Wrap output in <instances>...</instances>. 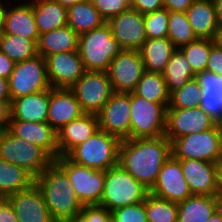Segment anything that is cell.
<instances>
[{
	"instance_id": "obj_53",
	"label": "cell",
	"mask_w": 222,
	"mask_h": 222,
	"mask_svg": "<svg viewBox=\"0 0 222 222\" xmlns=\"http://www.w3.org/2000/svg\"><path fill=\"white\" fill-rule=\"evenodd\" d=\"M206 222H222V205L214 212V214Z\"/></svg>"
},
{
	"instance_id": "obj_48",
	"label": "cell",
	"mask_w": 222,
	"mask_h": 222,
	"mask_svg": "<svg viewBox=\"0 0 222 222\" xmlns=\"http://www.w3.org/2000/svg\"><path fill=\"white\" fill-rule=\"evenodd\" d=\"M195 0H163L164 8L168 11L186 12Z\"/></svg>"
},
{
	"instance_id": "obj_49",
	"label": "cell",
	"mask_w": 222,
	"mask_h": 222,
	"mask_svg": "<svg viewBox=\"0 0 222 222\" xmlns=\"http://www.w3.org/2000/svg\"><path fill=\"white\" fill-rule=\"evenodd\" d=\"M15 62L0 51V77L8 79L14 70Z\"/></svg>"
},
{
	"instance_id": "obj_12",
	"label": "cell",
	"mask_w": 222,
	"mask_h": 222,
	"mask_svg": "<svg viewBox=\"0 0 222 222\" xmlns=\"http://www.w3.org/2000/svg\"><path fill=\"white\" fill-rule=\"evenodd\" d=\"M0 29L5 34L31 39L37 44L40 34L35 23L32 3L29 0L2 1Z\"/></svg>"
},
{
	"instance_id": "obj_28",
	"label": "cell",
	"mask_w": 222,
	"mask_h": 222,
	"mask_svg": "<svg viewBox=\"0 0 222 222\" xmlns=\"http://www.w3.org/2000/svg\"><path fill=\"white\" fill-rule=\"evenodd\" d=\"M33 5L35 23L39 34L64 27L67 22V8L54 0H29Z\"/></svg>"
},
{
	"instance_id": "obj_19",
	"label": "cell",
	"mask_w": 222,
	"mask_h": 222,
	"mask_svg": "<svg viewBox=\"0 0 222 222\" xmlns=\"http://www.w3.org/2000/svg\"><path fill=\"white\" fill-rule=\"evenodd\" d=\"M7 200L19 222H55L35 182L29 188L8 196Z\"/></svg>"
},
{
	"instance_id": "obj_18",
	"label": "cell",
	"mask_w": 222,
	"mask_h": 222,
	"mask_svg": "<svg viewBox=\"0 0 222 222\" xmlns=\"http://www.w3.org/2000/svg\"><path fill=\"white\" fill-rule=\"evenodd\" d=\"M45 60L52 88H70L86 71L78 50L50 55Z\"/></svg>"
},
{
	"instance_id": "obj_23",
	"label": "cell",
	"mask_w": 222,
	"mask_h": 222,
	"mask_svg": "<svg viewBox=\"0 0 222 222\" xmlns=\"http://www.w3.org/2000/svg\"><path fill=\"white\" fill-rule=\"evenodd\" d=\"M99 129L97 115L82 114L57 131L59 156H66L74 147L85 142Z\"/></svg>"
},
{
	"instance_id": "obj_24",
	"label": "cell",
	"mask_w": 222,
	"mask_h": 222,
	"mask_svg": "<svg viewBox=\"0 0 222 222\" xmlns=\"http://www.w3.org/2000/svg\"><path fill=\"white\" fill-rule=\"evenodd\" d=\"M50 89L11 101V120L47 122Z\"/></svg>"
},
{
	"instance_id": "obj_50",
	"label": "cell",
	"mask_w": 222,
	"mask_h": 222,
	"mask_svg": "<svg viewBox=\"0 0 222 222\" xmlns=\"http://www.w3.org/2000/svg\"><path fill=\"white\" fill-rule=\"evenodd\" d=\"M216 196L222 203V159L217 162L216 166Z\"/></svg>"
},
{
	"instance_id": "obj_20",
	"label": "cell",
	"mask_w": 222,
	"mask_h": 222,
	"mask_svg": "<svg viewBox=\"0 0 222 222\" xmlns=\"http://www.w3.org/2000/svg\"><path fill=\"white\" fill-rule=\"evenodd\" d=\"M8 131L43 148L54 160L59 157L57 131L48 122L10 120Z\"/></svg>"
},
{
	"instance_id": "obj_30",
	"label": "cell",
	"mask_w": 222,
	"mask_h": 222,
	"mask_svg": "<svg viewBox=\"0 0 222 222\" xmlns=\"http://www.w3.org/2000/svg\"><path fill=\"white\" fill-rule=\"evenodd\" d=\"M195 78L202 90L200 107L215 120L222 111V76L204 70Z\"/></svg>"
},
{
	"instance_id": "obj_33",
	"label": "cell",
	"mask_w": 222,
	"mask_h": 222,
	"mask_svg": "<svg viewBox=\"0 0 222 222\" xmlns=\"http://www.w3.org/2000/svg\"><path fill=\"white\" fill-rule=\"evenodd\" d=\"M162 74L169 93L181 88L187 81L196 76L187 58L179 48L174 50Z\"/></svg>"
},
{
	"instance_id": "obj_45",
	"label": "cell",
	"mask_w": 222,
	"mask_h": 222,
	"mask_svg": "<svg viewBox=\"0 0 222 222\" xmlns=\"http://www.w3.org/2000/svg\"><path fill=\"white\" fill-rule=\"evenodd\" d=\"M206 70L222 76V49L216 42L212 45Z\"/></svg>"
},
{
	"instance_id": "obj_11",
	"label": "cell",
	"mask_w": 222,
	"mask_h": 222,
	"mask_svg": "<svg viewBox=\"0 0 222 222\" xmlns=\"http://www.w3.org/2000/svg\"><path fill=\"white\" fill-rule=\"evenodd\" d=\"M79 101L83 113L97 115L113 93L109 75L105 71H85L69 88Z\"/></svg>"
},
{
	"instance_id": "obj_54",
	"label": "cell",
	"mask_w": 222,
	"mask_h": 222,
	"mask_svg": "<svg viewBox=\"0 0 222 222\" xmlns=\"http://www.w3.org/2000/svg\"><path fill=\"white\" fill-rule=\"evenodd\" d=\"M58 3H60L62 6L68 8L76 3H79V2H83V1H86V0H54Z\"/></svg>"
},
{
	"instance_id": "obj_27",
	"label": "cell",
	"mask_w": 222,
	"mask_h": 222,
	"mask_svg": "<svg viewBox=\"0 0 222 222\" xmlns=\"http://www.w3.org/2000/svg\"><path fill=\"white\" fill-rule=\"evenodd\" d=\"M221 205L217 196L192 195L177 203V222H206Z\"/></svg>"
},
{
	"instance_id": "obj_38",
	"label": "cell",
	"mask_w": 222,
	"mask_h": 222,
	"mask_svg": "<svg viewBox=\"0 0 222 222\" xmlns=\"http://www.w3.org/2000/svg\"><path fill=\"white\" fill-rule=\"evenodd\" d=\"M215 39H201L179 47L195 74L206 70Z\"/></svg>"
},
{
	"instance_id": "obj_55",
	"label": "cell",
	"mask_w": 222,
	"mask_h": 222,
	"mask_svg": "<svg viewBox=\"0 0 222 222\" xmlns=\"http://www.w3.org/2000/svg\"><path fill=\"white\" fill-rule=\"evenodd\" d=\"M215 127L222 138V111L219 116L215 119Z\"/></svg>"
},
{
	"instance_id": "obj_37",
	"label": "cell",
	"mask_w": 222,
	"mask_h": 222,
	"mask_svg": "<svg viewBox=\"0 0 222 222\" xmlns=\"http://www.w3.org/2000/svg\"><path fill=\"white\" fill-rule=\"evenodd\" d=\"M167 38L176 48L197 40L185 12L169 11Z\"/></svg>"
},
{
	"instance_id": "obj_26",
	"label": "cell",
	"mask_w": 222,
	"mask_h": 222,
	"mask_svg": "<svg viewBox=\"0 0 222 222\" xmlns=\"http://www.w3.org/2000/svg\"><path fill=\"white\" fill-rule=\"evenodd\" d=\"M79 35L67 24L64 27L43 33L37 43V54L47 56L78 50Z\"/></svg>"
},
{
	"instance_id": "obj_9",
	"label": "cell",
	"mask_w": 222,
	"mask_h": 222,
	"mask_svg": "<svg viewBox=\"0 0 222 222\" xmlns=\"http://www.w3.org/2000/svg\"><path fill=\"white\" fill-rule=\"evenodd\" d=\"M177 159H195L217 163L222 159V138L216 127L176 138L171 143Z\"/></svg>"
},
{
	"instance_id": "obj_15",
	"label": "cell",
	"mask_w": 222,
	"mask_h": 222,
	"mask_svg": "<svg viewBox=\"0 0 222 222\" xmlns=\"http://www.w3.org/2000/svg\"><path fill=\"white\" fill-rule=\"evenodd\" d=\"M215 127V120L200 106L188 109H167L165 137L176 138L203 132Z\"/></svg>"
},
{
	"instance_id": "obj_16",
	"label": "cell",
	"mask_w": 222,
	"mask_h": 222,
	"mask_svg": "<svg viewBox=\"0 0 222 222\" xmlns=\"http://www.w3.org/2000/svg\"><path fill=\"white\" fill-rule=\"evenodd\" d=\"M149 192L157 197L176 203L184 201L193 195L183 175L179 159L171 154L161 167L158 179Z\"/></svg>"
},
{
	"instance_id": "obj_31",
	"label": "cell",
	"mask_w": 222,
	"mask_h": 222,
	"mask_svg": "<svg viewBox=\"0 0 222 222\" xmlns=\"http://www.w3.org/2000/svg\"><path fill=\"white\" fill-rule=\"evenodd\" d=\"M67 22L78 35L101 27L106 23L90 0L68 7Z\"/></svg>"
},
{
	"instance_id": "obj_47",
	"label": "cell",
	"mask_w": 222,
	"mask_h": 222,
	"mask_svg": "<svg viewBox=\"0 0 222 222\" xmlns=\"http://www.w3.org/2000/svg\"><path fill=\"white\" fill-rule=\"evenodd\" d=\"M11 120V100H0V133L8 130Z\"/></svg>"
},
{
	"instance_id": "obj_10",
	"label": "cell",
	"mask_w": 222,
	"mask_h": 222,
	"mask_svg": "<svg viewBox=\"0 0 222 222\" xmlns=\"http://www.w3.org/2000/svg\"><path fill=\"white\" fill-rule=\"evenodd\" d=\"M11 101L50 89L46 60L41 55L17 62L8 78Z\"/></svg>"
},
{
	"instance_id": "obj_32",
	"label": "cell",
	"mask_w": 222,
	"mask_h": 222,
	"mask_svg": "<svg viewBox=\"0 0 222 222\" xmlns=\"http://www.w3.org/2000/svg\"><path fill=\"white\" fill-rule=\"evenodd\" d=\"M35 178L25 169L0 158V198L29 188Z\"/></svg>"
},
{
	"instance_id": "obj_56",
	"label": "cell",
	"mask_w": 222,
	"mask_h": 222,
	"mask_svg": "<svg viewBox=\"0 0 222 222\" xmlns=\"http://www.w3.org/2000/svg\"><path fill=\"white\" fill-rule=\"evenodd\" d=\"M215 42L222 49V27H220L219 31L217 32V35H216V38H215Z\"/></svg>"
},
{
	"instance_id": "obj_13",
	"label": "cell",
	"mask_w": 222,
	"mask_h": 222,
	"mask_svg": "<svg viewBox=\"0 0 222 222\" xmlns=\"http://www.w3.org/2000/svg\"><path fill=\"white\" fill-rule=\"evenodd\" d=\"M145 72L139 50H122L110 63L107 73L113 92L131 93Z\"/></svg>"
},
{
	"instance_id": "obj_1",
	"label": "cell",
	"mask_w": 222,
	"mask_h": 222,
	"mask_svg": "<svg viewBox=\"0 0 222 222\" xmlns=\"http://www.w3.org/2000/svg\"><path fill=\"white\" fill-rule=\"evenodd\" d=\"M171 154V142L164 135L127 138L120 142L118 164L150 190Z\"/></svg>"
},
{
	"instance_id": "obj_36",
	"label": "cell",
	"mask_w": 222,
	"mask_h": 222,
	"mask_svg": "<svg viewBox=\"0 0 222 222\" xmlns=\"http://www.w3.org/2000/svg\"><path fill=\"white\" fill-rule=\"evenodd\" d=\"M145 211L148 222H177V203L157 197L150 192L145 198Z\"/></svg>"
},
{
	"instance_id": "obj_57",
	"label": "cell",
	"mask_w": 222,
	"mask_h": 222,
	"mask_svg": "<svg viewBox=\"0 0 222 222\" xmlns=\"http://www.w3.org/2000/svg\"><path fill=\"white\" fill-rule=\"evenodd\" d=\"M57 222H79L77 219H70V220H62Z\"/></svg>"
},
{
	"instance_id": "obj_29",
	"label": "cell",
	"mask_w": 222,
	"mask_h": 222,
	"mask_svg": "<svg viewBox=\"0 0 222 222\" xmlns=\"http://www.w3.org/2000/svg\"><path fill=\"white\" fill-rule=\"evenodd\" d=\"M175 49L168 38L146 39L139 50L145 71L163 73Z\"/></svg>"
},
{
	"instance_id": "obj_42",
	"label": "cell",
	"mask_w": 222,
	"mask_h": 222,
	"mask_svg": "<svg viewBox=\"0 0 222 222\" xmlns=\"http://www.w3.org/2000/svg\"><path fill=\"white\" fill-rule=\"evenodd\" d=\"M101 17L107 22L130 8L131 0H90Z\"/></svg>"
},
{
	"instance_id": "obj_39",
	"label": "cell",
	"mask_w": 222,
	"mask_h": 222,
	"mask_svg": "<svg viewBox=\"0 0 222 222\" xmlns=\"http://www.w3.org/2000/svg\"><path fill=\"white\" fill-rule=\"evenodd\" d=\"M202 90L196 78L187 81L181 88L170 93L167 109H188L201 103Z\"/></svg>"
},
{
	"instance_id": "obj_2",
	"label": "cell",
	"mask_w": 222,
	"mask_h": 222,
	"mask_svg": "<svg viewBox=\"0 0 222 222\" xmlns=\"http://www.w3.org/2000/svg\"><path fill=\"white\" fill-rule=\"evenodd\" d=\"M35 183L55 222L76 219L84 205L76 196L67 174L55 162L35 178Z\"/></svg>"
},
{
	"instance_id": "obj_22",
	"label": "cell",
	"mask_w": 222,
	"mask_h": 222,
	"mask_svg": "<svg viewBox=\"0 0 222 222\" xmlns=\"http://www.w3.org/2000/svg\"><path fill=\"white\" fill-rule=\"evenodd\" d=\"M186 182L193 195L216 196L217 163L179 159Z\"/></svg>"
},
{
	"instance_id": "obj_17",
	"label": "cell",
	"mask_w": 222,
	"mask_h": 222,
	"mask_svg": "<svg viewBox=\"0 0 222 222\" xmlns=\"http://www.w3.org/2000/svg\"><path fill=\"white\" fill-rule=\"evenodd\" d=\"M123 50H140L146 40L144 15L129 8L107 21Z\"/></svg>"
},
{
	"instance_id": "obj_8",
	"label": "cell",
	"mask_w": 222,
	"mask_h": 222,
	"mask_svg": "<svg viewBox=\"0 0 222 222\" xmlns=\"http://www.w3.org/2000/svg\"><path fill=\"white\" fill-rule=\"evenodd\" d=\"M54 162L67 174L83 205L100 203L104 192L105 171L75 164L66 156H59Z\"/></svg>"
},
{
	"instance_id": "obj_51",
	"label": "cell",
	"mask_w": 222,
	"mask_h": 222,
	"mask_svg": "<svg viewBox=\"0 0 222 222\" xmlns=\"http://www.w3.org/2000/svg\"><path fill=\"white\" fill-rule=\"evenodd\" d=\"M0 100H11L8 79L0 77Z\"/></svg>"
},
{
	"instance_id": "obj_52",
	"label": "cell",
	"mask_w": 222,
	"mask_h": 222,
	"mask_svg": "<svg viewBox=\"0 0 222 222\" xmlns=\"http://www.w3.org/2000/svg\"><path fill=\"white\" fill-rule=\"evenodd\" d=\"M218 24L222 27V0H213Z\"/></svg>"
},
{
	"instance_id": "obj_3",
	"label": "cell",
	"mask_w": 222,
	"mask_h": 222,
	"mask_svg": "<svg viewBox=\"0 0 222 222\" xmlns=\"http://www.w3.org/2000/svg\"><path fill=\"white\" fill-rule=\"evenodd\" d=\"M122 50L107 22L79 35L78 51L87 71L107 72L113 58Z\"/></svg>"
},
{
	"instance_id": "obj_44",
	"label": "cell",
	"mask_w": 222,
	"mask_h": 222,
	"mask_svg": "<svg viewBox=\"0 0 222 222\" xmlns=\"http://www.w3.org/2000/svg\"><path fill=\"white\" fill-rule=\"evenodd\" d=\"M130 8L144 15L163 9L164 4L163 0H131Z\"/></svg>"
},
{
	"instance_id": "obj_5",
	"label": "cell",
	"mask_w": 222,
	"mask_h": 222,
	"mask_svg": "<svg viewBox=\"0 0 222 222\" xmlns=\"http://www.w3.org/2000/svg\"><path fill=\"white\" fill-rule=\"evenodd\" d=\"M148 193L147 187L117 164L105 171L104 192L98 205L111 212L144 201Z\"/></svg>"
},
{
	"instance_id": "obj_34",
	"label": "cell",
	"mask_w": 222,
	"mask_h": 222,
	"mask_svg": "<svg viewBox=\"0 0 222 222\" xmlns=\"http://www.w3.org/2000/svg\"><path fill=\"white\" fill-rule=\"evenodd\" d=\"M133 93L153 103H169L170 93L162 73L145 71Z\"/></svg>"
},
{
	"instance_id": "obj_7",
	"label": "cell",
	"mask_w": 222,
	"mask_h": 222,
	"mask_svg": "<svg viewBox=\"0 0 222 222\" xmlns=\"http://www.w3.org/2000/svg\"><path fill=\"white\" fill-rule=\"evenodd\" d=\"M169 103H153L130 93V139L165 135Z\"/></svg>"
},
{
	"instance_id": "obj_14",
	"label": "cell",
	"mask_w": 222,
	"mask_h": 222,
	"mask_svg": "<svg viewBox=\"0 0 222 222\" xmlns=\"http://www.w3.org/2000/svg\"><path fill=\"white\" fill-rule=\"evenodd\" d=\"M130 114V93L113 92L97 114L99 129L120 140L130 138Z\"/></svg>"
},
{
	"instance_id": "obj_35",
	"label": "cell",
	"mask_w": 222,
	"mask_h": 222,
	"mask_svg": "<svg viewBox=\"0 0 222 222\" xmlns=\"http://www.w3.org/2000/svg\"><path fill=\"white\" fill-rule=\"evenodd\" d=\"M0 51L15 63L35 57L37 44L27 38L5 34L0 30Z\"/></svg>"
},
{
	"instance_id": "obj_40",
	"label": "cell",
	"mask_w": 222,
	"mask_h": 222,
	"mask_svg": "<svg viewBox=\"0 0 222 222\" xmlns=\"http://www.w3.org/2000/svg\"><path fill=\"white\" fill-rule=\"evenodd\" d=\"M169 11L165 8L144 14L146 39L167 38Z\"/></svg>"
},
{
	"instance_id": "obj_4",
	"label": "cell",
	"mask_w": 222,
	"mask_h": 222,
	"mask_svg": "<svg viewBox=\"0 0 222 222\" xmlns=\"http://www.w3.org/2000/svg\"><path fill=\"white\" fill-rule=\"evenodd\" d=\"M121 140L98 129L85 142L74 147L66 157L75 164L106 171L118 164Z\"/></svg>"
},
{
	"instance_id": "obj_21",
	"label": "cell",
	"mask_w": 222,
	"mask_h": 222,
	"mask_svg": "<svg viewBox=\"0 0 222 222\" xmlns=\"http://www.w3.org/2000/svg\"><path fill=\"white\" fill-rule=\"evenodd\" d=\"M82 114L79 101L69 88H50L47 122L56 131Z\"/></svg>"
},
{
	"instance_id": "obj_41",
	"label": "cell",
	"mask_w": 222,
	"mask_h": 222,
	"mask_svg": "<svg viewBox=\"0 0 222 222\" xmlns=\"http://www.w3.org/2000/svg\"><path fill=\"white\" fill-rule=\"evenodd\" d=\"M111 219L114 222H148L145 211V200L111 211Z\"/></svg>"
},
{
	"instance_id": "obj_46",
	"label": "cell",
	"mask_w": 222,
	"mask_h": 222,
	"mask_svg": "<svg viewBox=\"0 0 222 222\" xmlns=\"http://www.w3.org/2000/svg\"><path fill=\"white\" fill-rule=\"evenodd\" d=\"M0 222H19L7 198H0Z\"/></svg>"
},
{
	"instance_id": "obj_43",
	"label": "cell",
	"mask_w": 222,
	"mask_h": 222,
	"mask_svg": "<svg viewBox=\"0 0 222 222\" xmlns=\"http://www.w3.org/2000/svg\"><path fill=\"white\" fill-rule=\"evenodd\" d=\"M76 219L79 222H109L111 212L99 205H84Z\"/></svg>"
},
{
	"instance_id": "obj_25",
	"label": "cell",
	"mask_w": 222,
	"mask_h": 222,
	"mask_svg": "<svg viewBox=\"0 0 222 222\" xmlns=\"http://www.w3.org/2000/svg\"><path fill=\"white\" fill-rule=\"evenodd\" d=\"M185 14L197 38H216L220 25L213 0H195Z\"/></svg>"
},
{
	"instance_id": "obj_6",
	"label": "cell",
	"mask_w": 222,
	"mask_h": 222,
	"mask_svg": "<svg viewBox=\"0 0 222 222\" xmlns=\"http://www.w3.org/2000/svg\"><path fill=\"white\" fill-rule=\"evenodd\" d=\"M0 158L25 169L34 178L54 162L43 148L13 136L8 130L0 133Z\"/></svg>"
}]
</instances>
